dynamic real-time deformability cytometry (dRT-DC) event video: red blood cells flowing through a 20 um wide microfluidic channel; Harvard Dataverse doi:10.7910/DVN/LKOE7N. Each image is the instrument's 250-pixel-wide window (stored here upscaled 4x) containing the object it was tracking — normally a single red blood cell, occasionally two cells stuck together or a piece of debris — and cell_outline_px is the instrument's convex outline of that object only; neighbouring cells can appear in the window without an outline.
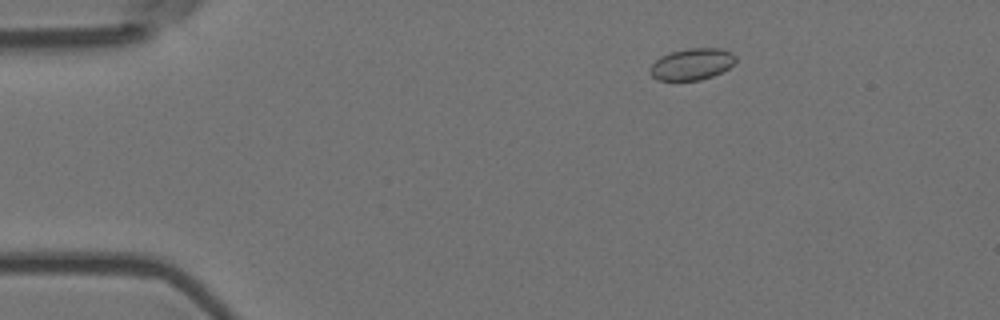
{"species": "Egyptian fruit bat (a non-hibernating species)", "species_latin": "Rousettus aegyptiacus", "temperature_condition": "room temperature", "stored_images_in_passage": 55, "camera_frame_rate_fps": 3000, "um_per_image_px": 0.085, "animal": {"sex": "female"}, "frame": {"image": 1, "passage_image": 8, "time_ms": 2.333, "image_size_px": [1000, 320], "cell_outline_px": [[736, 60], [728, 68], [712, 76], [700, 80], [656, 80], [648, 72], [648, 68], [660, 56], [668, 52], [688, 48], [720, 48], [732, 52], [736, 56]], "centroid_in_image_um": [58.77, 5.44], "position_along_channel_um": 26.2, "area_um2": 15.9}}
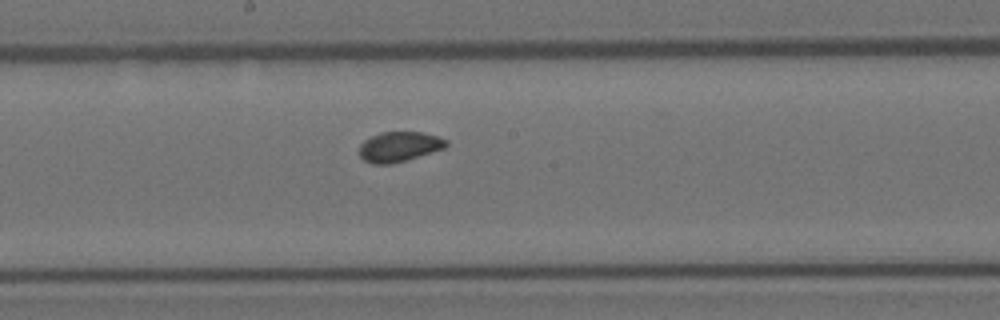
{"frame": {"image": 2, "passage_image": 29, "time_ms": 9.333, "image_size_px": [1000, 320], "cell_outline_px": [[448, 144], [444, 148], [392, 164], [372, 164], [364, 160], [360, 156], [360, 144], [364, 140], [380, 132], [420, 132], [436, 136], [448, 140]], "centroid_in_image_um": [33.91, 12.47], "position_along_channel_um": 214.3, "area_um2": 15.03}}
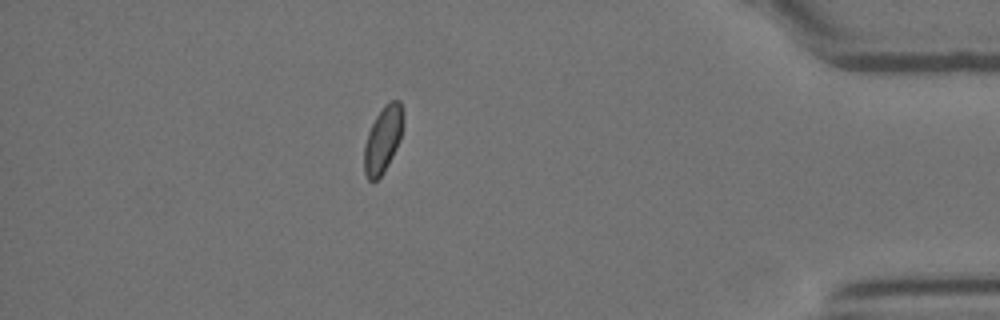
{"frame": {"image": 3, "passage_image": 48, "time_ms": 15.667, "image_size_px": [1000, 320], "cell_outline_px": [[404, 124], [400, 140], [384, 172], [376, 180], [368, 180], [364, 172], [364, 144], [368, 132], [376, 116], [384, 104], [392, 100], [400, 100], [404, 112]], "centroid_in_image_um": [32.57, 11.81], "position_along_channel_um": 402.6, "area_um2": 15.26}, "authors_computed_cell_mechanics": {"area_um2": 15.5482, "velocity_mm_per_s": 3.6464, "shape_relaxation_time_tau1_ms": 2.7446, "shape_relaxation_time_tau2_ms": null, "deformation_change_tau1": 0.0451, "deformation_change_tau2": null}}